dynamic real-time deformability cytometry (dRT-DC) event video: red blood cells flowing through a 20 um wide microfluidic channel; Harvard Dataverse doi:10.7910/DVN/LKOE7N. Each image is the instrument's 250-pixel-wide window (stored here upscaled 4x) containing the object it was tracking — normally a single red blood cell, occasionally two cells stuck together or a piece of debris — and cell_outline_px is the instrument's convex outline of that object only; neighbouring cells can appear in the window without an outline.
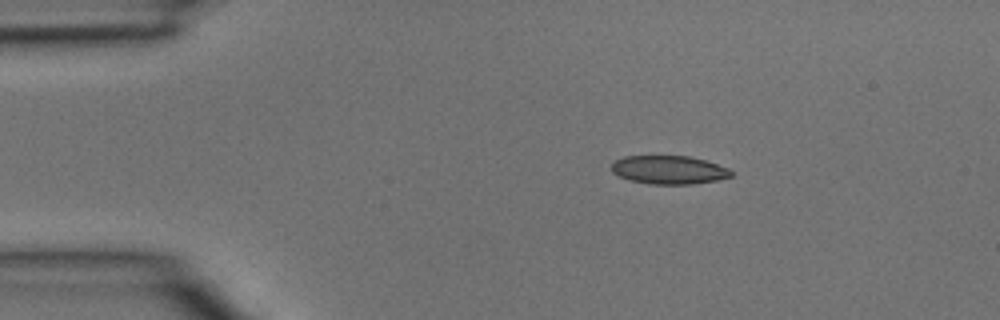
{"species": "common noctule bat (a hibernating species)", "species_latin": "Nyctalus noctula", "temperature_condition": "room temperature", "stored_images_in_passage": 2, "camera_frame_rate_fps": 3000, "um_per_image_px": 0.085, "animal": {"sex": "male", "body_mass_g": 15.6}, "frame": {"image": 1, "passage_image": 1, "time_ms": 0.0, "image_size_px": [1000, 320], "cell_outline_px": [[732, 176], [716, 180], [692, 184], [648, 184], [628, 180], [612, 172], [612, 164], [616, 160], [624, 156], [688, 156], [704, 160], [728, 168], [732, 172]], "centroid_in_image_um": [56.83, 14.44], "position_along_channel_um": 28.2, "area_um2": 19.71}}